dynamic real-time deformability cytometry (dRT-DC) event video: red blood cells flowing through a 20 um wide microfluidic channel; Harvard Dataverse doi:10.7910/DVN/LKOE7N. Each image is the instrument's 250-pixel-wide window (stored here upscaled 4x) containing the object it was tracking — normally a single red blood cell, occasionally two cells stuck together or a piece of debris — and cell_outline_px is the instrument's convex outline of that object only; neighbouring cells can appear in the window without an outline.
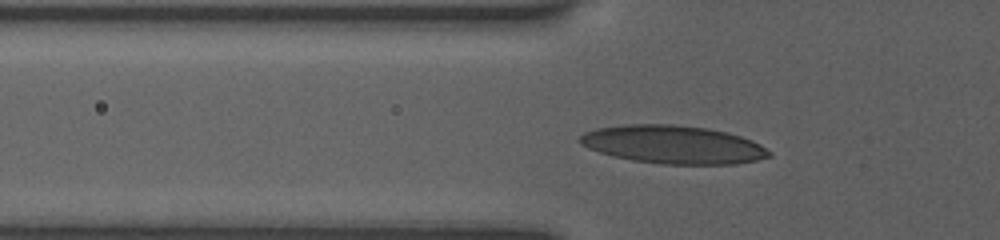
{"species": "human", "species_latin": "Homo sapiens", "temperature_condition": "room temperature", "stored_images_in_passage": 25, "camera_frame_rate_fps": 3000, "um_per_image_px": 0.085, "donor": {"sex": "female"}, "frame": {"image": 1, "passage_image": 10, "time_ms": 3.0, "image_size_px": [1000, 240], "cell_outline_px": [[772, 156], [756, 160], [736, 164], [660, 164], [632, 160], [612, 156], [588, 148], [580, 144], [576, 140], [584, 132], [596, 128], [624, 124], [672, 124], [708, 128], [740, 136], [752, 140], [760, 144], [772, 152]], "centroid_in_image_um": [57.19, 12.29], "position_along_channel_um": 68.6, "area_um2": 42.31}}
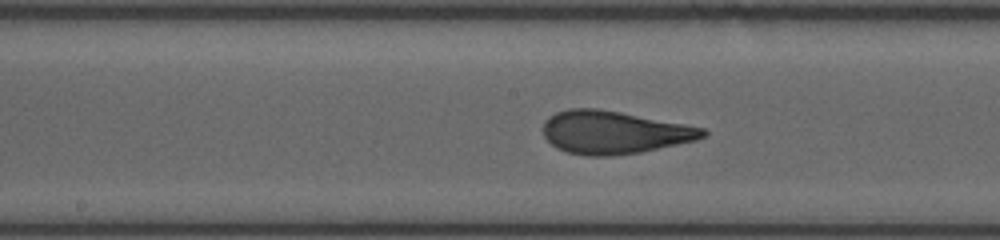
{"frame": {"image": 2, "passage_image": 19, "time_ms": 6.333, "image_size_px": [1000, 240], "cell_outline_px": [[708, 132], [704, 136], [696, 140], [640, 152], [608, 156], [588, 156], [568, 152], [556, 148], [544, 136], [544, 120], [548, 116], [556, 112], [568, 108], [596, 108], [620, 112], [684, 124], [704, 128]], "centroid_in_image_um": [52.15, 11.24], "position_along_channel_um": 196.0, "area_um2": 39.65}}
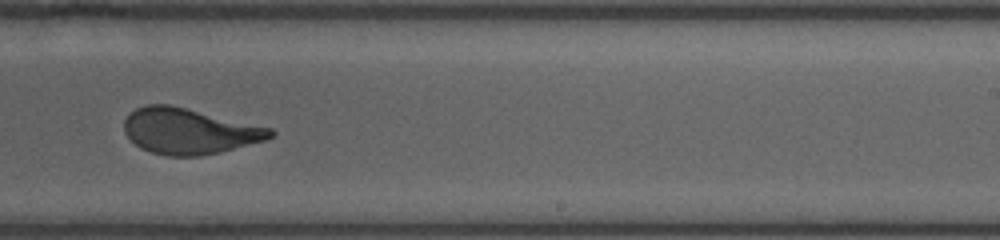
{"frame": {"image": 3, "passage_image": 23, "time_ms": 8.333, "image_size_px": [1000, 240], "cell_outline_px": [[276, 132], [272, 136], [264, 140], [220, 152], [200, 156], [168, 156], [152, 152], [140, 148], [124, 132], [124, 120], [136, 108], [148, 104], [168, 104], [272, 128]], "centroid_in_image_um": [16.07, 11.15], "position_along_channel_um": 272.9, "area_um2": 38.55}}